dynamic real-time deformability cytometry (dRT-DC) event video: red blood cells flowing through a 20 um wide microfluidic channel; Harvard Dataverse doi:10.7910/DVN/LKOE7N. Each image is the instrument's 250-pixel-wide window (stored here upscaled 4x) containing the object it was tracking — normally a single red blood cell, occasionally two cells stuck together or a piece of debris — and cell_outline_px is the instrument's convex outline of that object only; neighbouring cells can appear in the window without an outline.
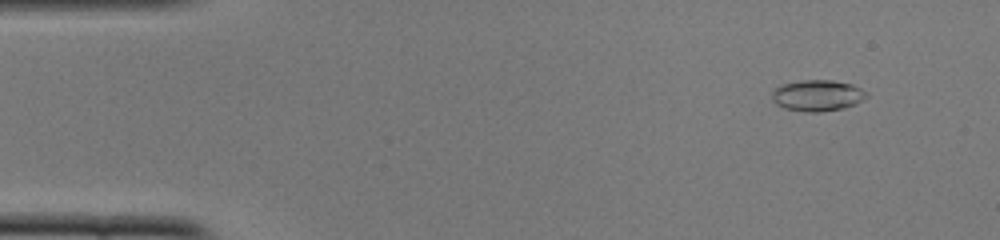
{"species": "common noctule bat (a hibernating species)", "species_latin": "Nyctalus noctula", "temperature_condition": "cold", "stored_images_in_passage": 52, "camera_frame_rate_fps": 3000, "um_per_image_px": 0.085, "animal": {"sex": "female", "body_mass_g": 22.0, "forearm_length_mm": 56.7}, "frame": {"image": 1, "passage_image": 5, "time_ms": 1.333, "image_size_px": [1000, 240], "cell_outline_px": [[868, 96], [856, 104], [844, 108], [820, 112], [804, 112], [784, 108], [776, 104], [772, 100], [772, 92], [780, 84], [800, 80], [832, 80], [852, 84], [868, 92]], "centroid_in_image_um": [69.48, 8.12], "position_along_channel_um": 15.5, "area_um2": 17.4}}
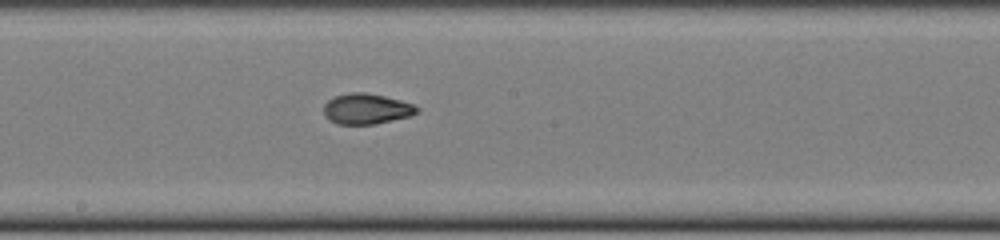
{"frame": {"image": 2, "passage_image": 28, "time_ms": 9.0, "image_size_px": [1000, 240], "cell_outline_px": [[420, 108], [412, 116], [376, 124], [336, 124], [324, 116], [324, 104], [332, 96], [348, 92], [364, 92], [384, 96], [400, 100], [412, 104]], "centroid_in_image_um": [31.12, 9.25], "position_along_channel_um": 217.1, "area_um2": 16.76}}
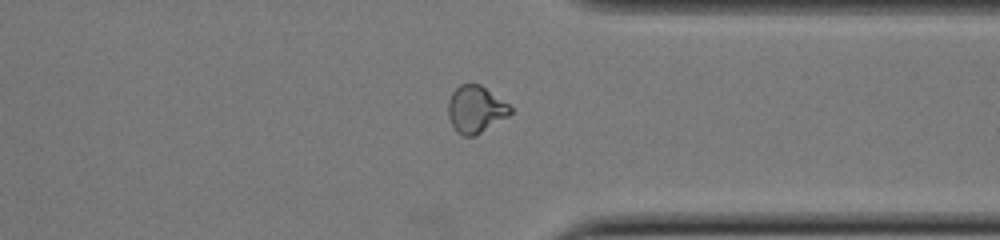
{"frame": {"image": 3, "passage_image": 40, "time_ms": 13.0, "image_size_px": [1000, 240], "cell_outline_px": [[512, 112], [508, 116], [480, 132], [472, 136], [464, 136], [456, 132], [448, 116], [448, 100], [452, 92], [460, 84], [480, 84], [508, 104], [512, 108]], "centroid_in_image_um": [40.4, 9.28], "position_along_channel_um": 371.0, "area_um2": 16.82}, "authors_computed_cell_mechanics": {"area_um2": 16.6464, "velocity_mm_per_s": 3.8941, "shape_relaxation_time_tau1_ms": 6.8187, "shape_relaxation_time_tau2_ms": 1.3096, "deformation_change_tau1": 0.229, "deformation_change_tau2": 0.0571}}